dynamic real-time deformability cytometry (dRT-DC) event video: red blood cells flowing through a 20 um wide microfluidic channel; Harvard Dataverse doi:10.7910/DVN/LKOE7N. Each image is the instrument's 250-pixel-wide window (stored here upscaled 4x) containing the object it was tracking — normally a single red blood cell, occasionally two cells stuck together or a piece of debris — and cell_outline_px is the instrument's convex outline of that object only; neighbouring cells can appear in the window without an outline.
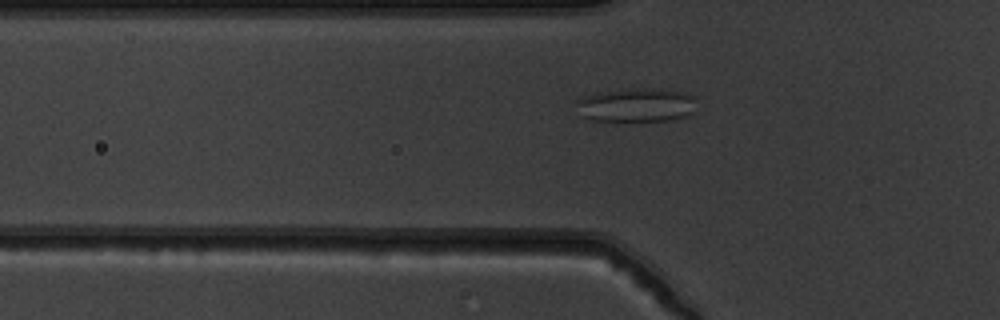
{"species": "common noctule bat (a hibernating species)", "species_latin": "Nyctalus noctula", "temperature_condition": "warm", "stored_images_in_passage": 54, "camera_frame_rate_fps": 3000, "um_per_image_px": 0.085, "animal": {"sex": "male", "body_mass_g": 19.5, "forearm_length_mm": 54.6}, "frame": {"image": 1, "passage_image": 19, "time_ms": 6.0, "image_size_px": [1000, 320], "cell_outline_px": [[692, 112], [684, 116], [668, 120], [592, 120], [580, 116], [576, 104], [584, 96], [604, 92], [652, 88], [680, 92], [692, 96]], "centroid_in_image_um": [54.03, 8.94], "position_along_channel_um": 71.8, "area_um2": 22.6}}
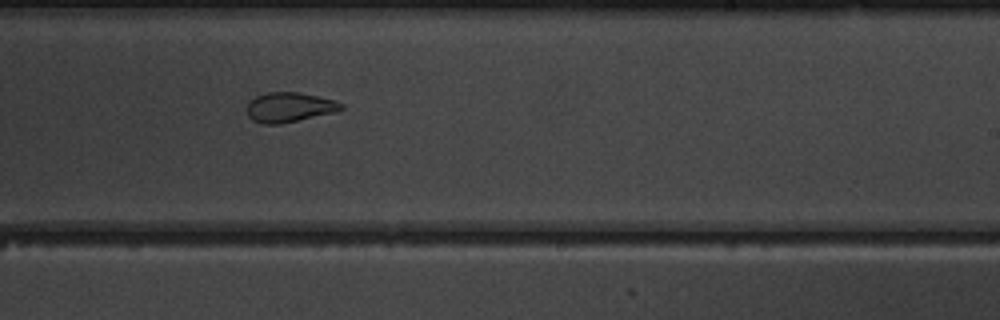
{"frame": {"image": 2, "passage_image": 34, "time_ms": 11.0, "image_size_px": [1000, 320], "cell_outline_px": [[344, 108], [336, 112], [276, 124], [260, 124], [252, 120], [248, 116], [248, 104], [256, 96], [268, 92], [300, 92], [336, 100], [344, 104]], "centroid_in_image_um": [24.62, 9.11], "position_along_channel_um": 264.4, "area_um2": 16.24}}
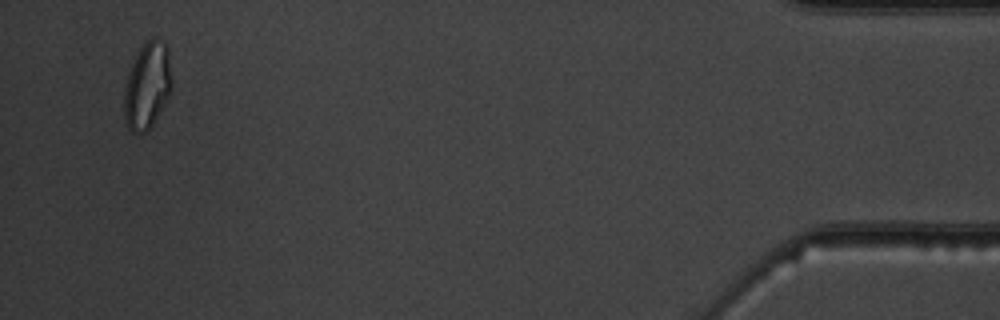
{"frame": {"image": 3, "passage_image": 52, "time_ms": 17.0, "image_size_px": [1000, 320], "cell_outline_px": [[172, 92], [152, 124], [144, 132], [132, 132], [128, 128], [124, 120], [124, 92], [128, 72], [144, 40], [152, 36], [156, 36], [164, 40], [168, 48], [172, 80]], "centroid_in_image_um": [12.54, 7.21], "position_along_channel_um": 422.7, "area_um2": 24.39}, "authors_computed_cell_mechanics": {"area_um2": 22.0507, "velocity_mm_per_s": 3.8479, "shape_relaxation_time_tau1_ms": null, "shape_relaxation_time_tau2_ms": 1.875, "deformation_change_tau1": null, "deformation_change_tau2": 0.0837}}